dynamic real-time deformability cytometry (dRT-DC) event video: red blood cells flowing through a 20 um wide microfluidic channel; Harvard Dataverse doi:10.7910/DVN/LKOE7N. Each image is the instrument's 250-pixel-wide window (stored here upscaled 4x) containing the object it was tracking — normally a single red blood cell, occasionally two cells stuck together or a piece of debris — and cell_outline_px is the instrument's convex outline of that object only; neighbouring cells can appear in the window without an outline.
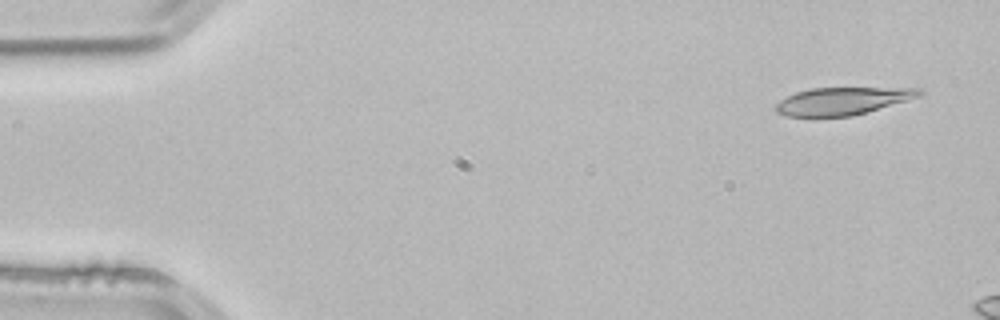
{"species": "common noctule bat (a hibernating species)", "species_latin": "Nyctalus noctula", "temperature_condition": "room temperature", "stored_images_in_passage": 2, "camera_frame_rate_fps": 3000, "um_per_image_px": 0.085, "animal": {"sex": "male", "body_mass_g": 21.5, "forearm_length_mm": 52.0}, "frame": {"image": 1, "passage_image": 1, "time_ms": 0.0, "image_size_px": [1000, 320], "cell_outline_px": [[924, 92], [920, 96], [908, 100], [852, 116], [812, 120], [784, 116], [776, 112], [776, 104], [780, 100], [796, 92], [812, 88], [920, 88]], "centroid_in_image_um": [71.52, 8.64], "position_along_channel_um": 13.5, "area_um2": 23.76}}